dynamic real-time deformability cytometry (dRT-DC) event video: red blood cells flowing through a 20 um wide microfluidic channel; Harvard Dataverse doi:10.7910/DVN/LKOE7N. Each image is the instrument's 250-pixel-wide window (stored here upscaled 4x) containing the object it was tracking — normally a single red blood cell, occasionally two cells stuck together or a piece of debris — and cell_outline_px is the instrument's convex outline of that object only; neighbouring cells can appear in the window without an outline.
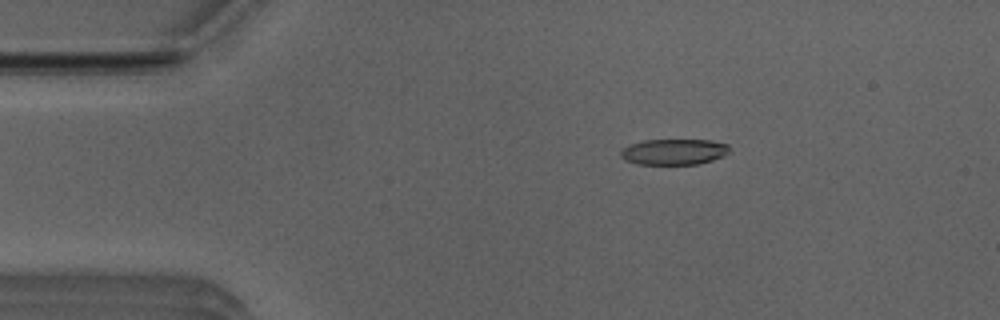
{"species": "Egyptian fruit bat (a non-hibernating species)", "species_latin": "Rousettus aegyptiacus", "temperature_condition": "room temperature", "stored_images_in_passage": 34, "camera_frame_rate_fps": 3000, "um_per_image_px": 0.085, "animal": {"sex": "male"}, "frame": {"image": 1, "passage_image": 1, "time_ms": 0.0, "image_size_px": [1000, 320], "cell_outline_px": [[728, 152], [712, 160], [696, 164], [640, 164], [624, 160], [620, 156], [620, 152], [628, 144], [644, 140], [708, 140], [728, 144]], "centroid_in_image_um": [57.22, 12.9], "position_along_channel_um": 27.8, "area_um2": 16.18}}
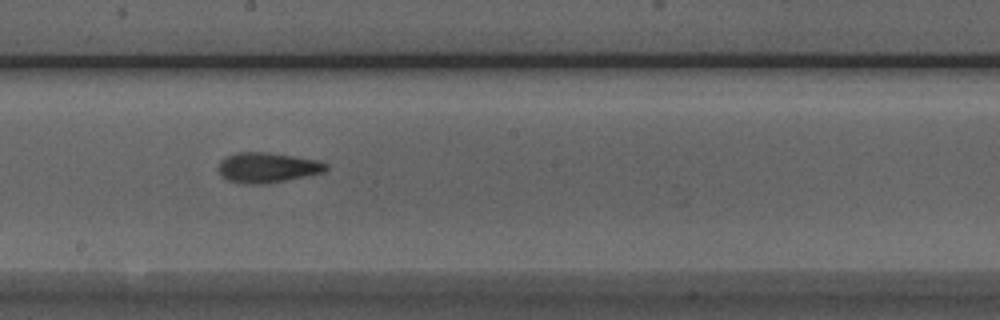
{"frame": {"image": 2, "passage_image": 20, "time_ms": 6.333, "image_size_px": [1000, 320], "cell_outline_px": [[328, 168], [324, 172], [264, 184], [244, 184], [228, 180], [220, 172], [220, 160], [228, 156], [240, 152], [264, 152], [316, 160], [328, 164]], "centroid_in_image_um": [22.73, 14.25], "position_along_channel_um": 225.5, "area_um2": 18.38}}
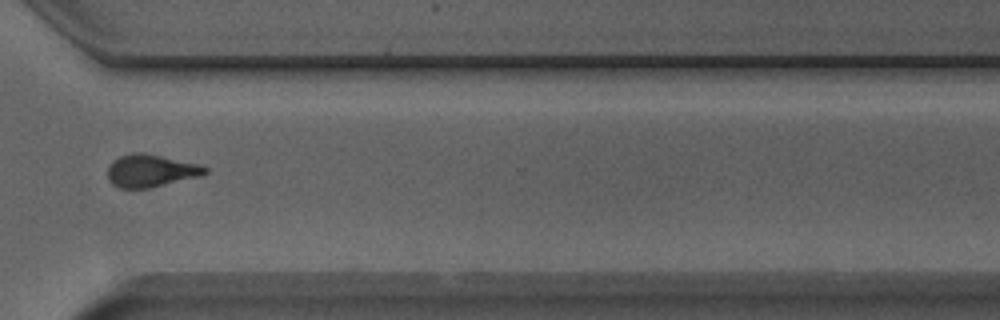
{"frame": {"image": 3, "passage_image": 30, "time_ms": 9.667, "image_size_px": [1000, 320], "cell_outline_px": [[208, 172], [200, 176], [148, 188], [120, 188], [112, 184], [108, 180], [108, 168], [112, 160], [120, 156], [136, 152], [160, 156], [200, 164], [208, 168]], "centroid_in_image_um": [12.8, 14.52], "position_along_channel_um": 357.8, "area_um2": 18.26}}